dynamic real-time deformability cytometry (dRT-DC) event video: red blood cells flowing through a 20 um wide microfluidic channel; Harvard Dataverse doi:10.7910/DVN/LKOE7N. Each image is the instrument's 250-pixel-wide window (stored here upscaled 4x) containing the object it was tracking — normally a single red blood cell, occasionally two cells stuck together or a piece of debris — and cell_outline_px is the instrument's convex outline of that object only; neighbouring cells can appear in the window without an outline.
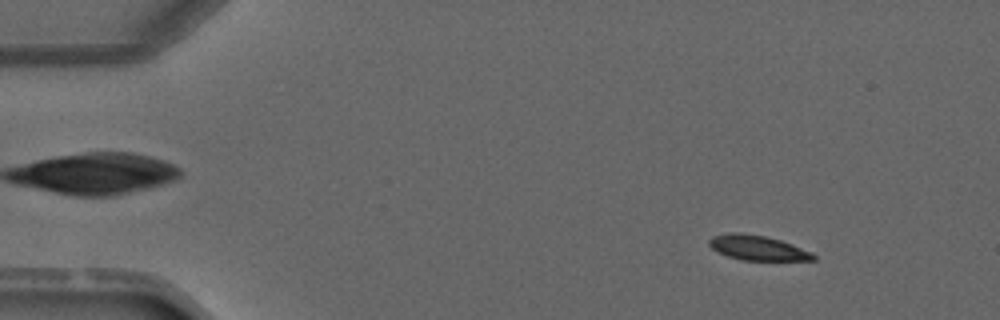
{"species": "common noctule bat (a hibernating species)", "species_latin": "Nyctalus noctula", "temperature_condition": "warm", "stored_images_in_passage": 4, "camera_frame_rate_fps": 3000, "um_per_image_px": 0.085, "animal": {"sex": "male", "forearm_length_mm": 52.5}, "frame": {"image": 1, "passage_image": 1, "time_ms": 0.0, "image_size_px": [1000, 320], "cell_outline_px": [[816, 260], [744, 260], [728, 256], [712, 248], [708, 244], [708, 240], [712, 236], [728, 232], [740, 232], [764, 236], [780, 240], [792, 244], [812, 252], [816, 256]], "centroid_in_image_um": [64.39, 21.05], "position_along_channel_um": 20.6, "area_um2": 15.03}}